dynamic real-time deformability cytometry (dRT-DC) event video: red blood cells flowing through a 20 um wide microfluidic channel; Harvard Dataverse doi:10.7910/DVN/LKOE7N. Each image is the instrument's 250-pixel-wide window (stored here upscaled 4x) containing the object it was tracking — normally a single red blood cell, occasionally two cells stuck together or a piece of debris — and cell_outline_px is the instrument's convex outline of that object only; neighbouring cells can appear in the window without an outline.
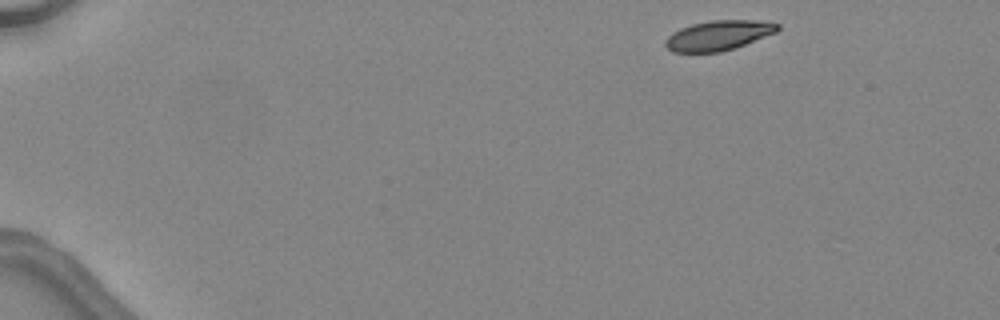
{"species": "common noctule bat (a hibernating species)", "species_latin": "Nyctalus noctula", "temperature_condition": "warm", "stored_images_in_passage": 12, "camera_frame_rate_fps": 3000, "um_per_image_px": 0.085, "animal": {"sex": "female", "body_mass_g": 24.6, "forearm_length_mm": 56.2}, "frame": {"image": 1, "passage_image": 1, "time_ms": 0.0, "image_size_px": [1000, 320], "cell_outline_px": [[780, 28], [776, 32], [744, 44], [720, 52], [672, 52], [664, 44], [664, 40], [672, 32], [680, 28], [692, 24], [712, 20], [756, 20], [780, 24]], "centroid_in_image_um": [61.03, 3.0], "position_along_channel_um": 24.0, "area_um2": 19.36}}
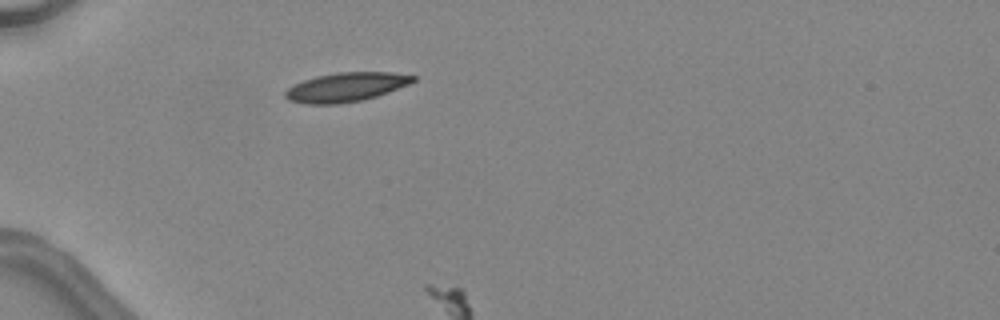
{"frame": {"image": 2, "passage_image": 10, "time_ms": 3.0, "image_size_px": [1000, 320], "cell_outline_px": [[416, 80], [408, 84], [388, 92], [364, 100], [340, 104], [304, 104], [288, 100], [284, 96], [284, 92], [292, 84], [316, 76], [336, 72], [392, 72], [416, 76]], "centroid_in_image_um": [29.37, 7.41], "position_along_channel_um": 55.6, "area_um2": 21.85}}